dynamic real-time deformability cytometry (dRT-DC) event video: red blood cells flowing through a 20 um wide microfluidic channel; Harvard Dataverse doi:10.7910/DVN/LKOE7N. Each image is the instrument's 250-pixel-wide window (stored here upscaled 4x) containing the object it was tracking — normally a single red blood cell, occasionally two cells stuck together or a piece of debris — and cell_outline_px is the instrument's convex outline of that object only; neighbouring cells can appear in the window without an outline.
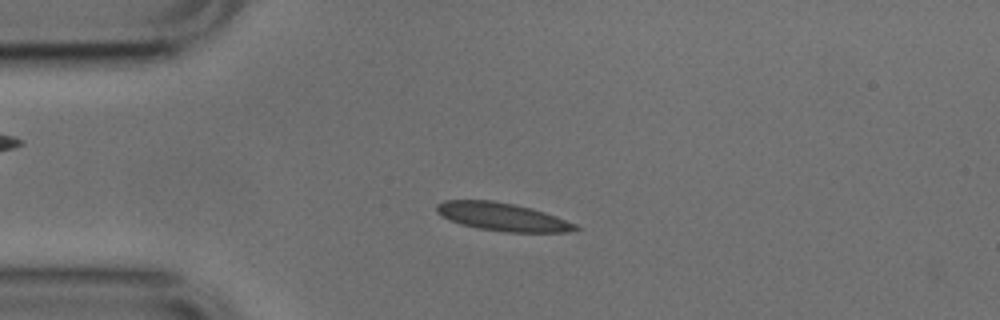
{"species": "common noctule bat (a hibernating species)", "species_latin": "Nyctalus noctula", "temperature_condition": "cold", "stored_images_in_passage": 44, "camera_frame_rate_fps": 3000, "um_per_image_px": 0.085, "animal": {"sex": "male", "body_mass_g": 17.9, "forearm_length_mm": 54.2}, "frame": {"image": 1, "passage_image": 4, "time_ms": 1.0, "image_size_px": [1000, 320], "cell_outline_px": [[580, 228], [568, 232], [504, 232], [480, 228], [460, 224], [436, 212], [436, 204], [444, 200], [492, 200], [516, 204], [532, 208], [556, 216], [576, 224]], "centroid_in_image_um": [42.71, 18.42], "position_along_channel_um": 42.3, "area_um2": 22.6}}
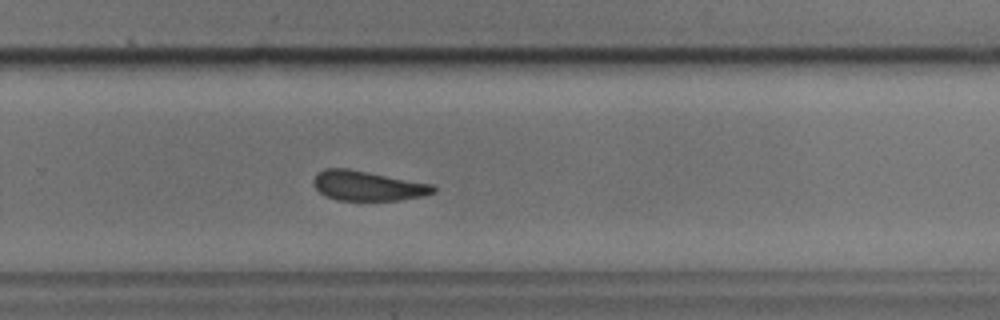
{"frame": {"image": 2, "passage_image": 26, "time_ms": 8.333, "image_size_px": [1000, 320], "cell_outline_px": [[436, 192], [424, 196], [400, 200], [336, 200], [324, 196], [312, 184], [312, 180], [316, 172], [324, 168], [348, 168], [436, 184]], "centroid_in_image_um": [31.26, 15.78], "position_along_channel_um": 298.5, "area_um2": 21.33}}
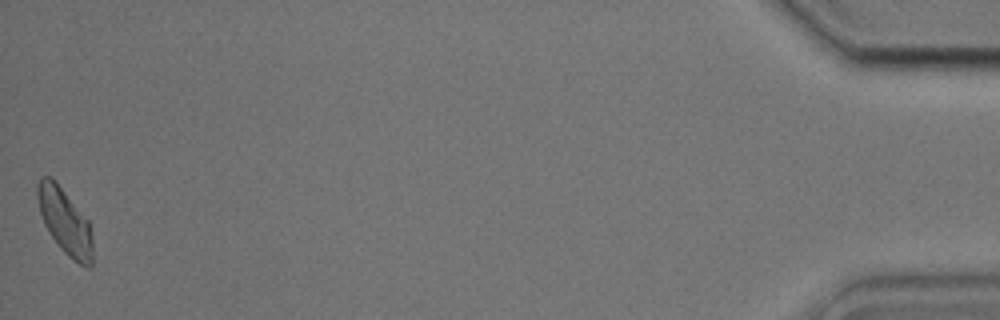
{"frame": {"image": 3, "passage_image": 44, "time_ms": 14.333, "image_size_px": [1000, 320], "cell_outline_px": [[92, 268], [88, 268], [80, 264], [68, 256], [60, 248], [44, 224], [40, 212], [36, 196], [36, 184], [40, 176], [48, 176], [60, 188], [88, 220], [92, 236]], "centroid_in_image_um": [5.51, 18.85], "position_along_channel_um": 429.7, "area_um2": 20.69}, "authors_computed_cell_mechanics": {"area_um2": 21.5883, "velocity_mm_per_s": 3.7727, "shape_relaxation_time_tau1_ms": 3.2366, "shape_relaxation_time_tau2_ms": 1.0765, "deformation_change_tau1": 0.1231, "deformation_change_tau2": 0.0987}}